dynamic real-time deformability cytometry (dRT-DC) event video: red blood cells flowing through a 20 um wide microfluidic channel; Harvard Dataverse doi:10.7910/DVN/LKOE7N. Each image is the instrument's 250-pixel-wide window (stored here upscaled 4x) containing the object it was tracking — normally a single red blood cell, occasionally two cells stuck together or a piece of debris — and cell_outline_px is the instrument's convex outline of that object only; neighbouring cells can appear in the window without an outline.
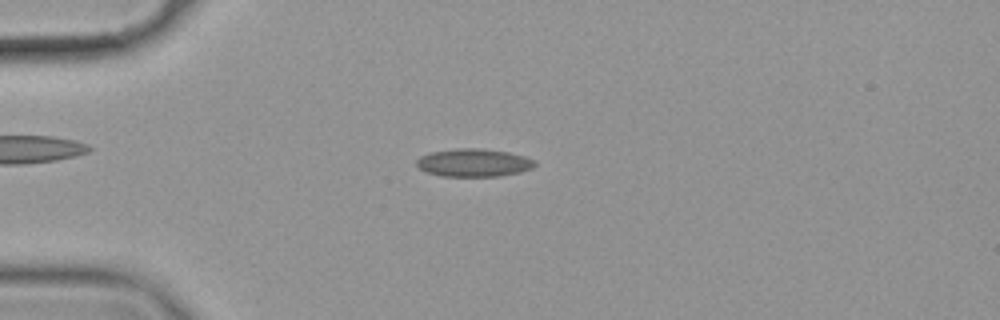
{"species": "common noctule bat (a hibernating species)", "species_latin": "Nyctalus noctula", "temperature_condition": "cold", "stored_images_in_passage": 48, "camera_frame_rate_fps": 3000, "um_per_image_px": 0.085, "animal": {"sex": "female", "body_mass_g": 19.9}, "frame": {"image": 1, "passage_image": 6, "time_ms": 1.667, "image_size_px": [1000, 320], "cell_outline_px": [[536, 164], [532, 168], [520, 172], [500, 176], [440, 176], [428, 172], [420, 168], [416, 164], [416, 160], [420, 156], [428, 152], [456, 148], [484, 148], [508, 152], [524, 156], [536, 160]], "centroid_in_image_um": [40.27, 13.82], "position_along_channel_um": 44.7, "area_um2": 19.42}}
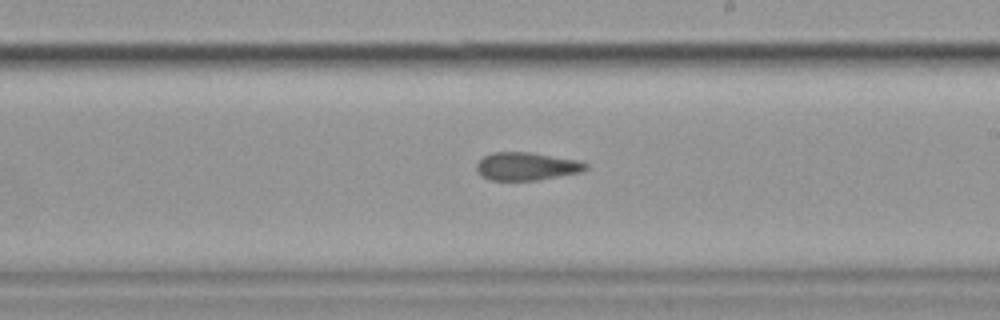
{"frame": {"image": 2, "passage_image": 25, "time_ms": 8.0, "image_size_px": [1000, 320], "cell_outline_px": [[588, 168], [580, 172], [536, 180], [492, 180], [484, 176], [476, 168], [476, 164], [484, 156], [492, 152], [532, 152], [580, 160], [588, 164]], "centroid_in_image_um": [44.8, 14.12], "position_along_channel_um": 244.2, "area_um2": 17.69}}
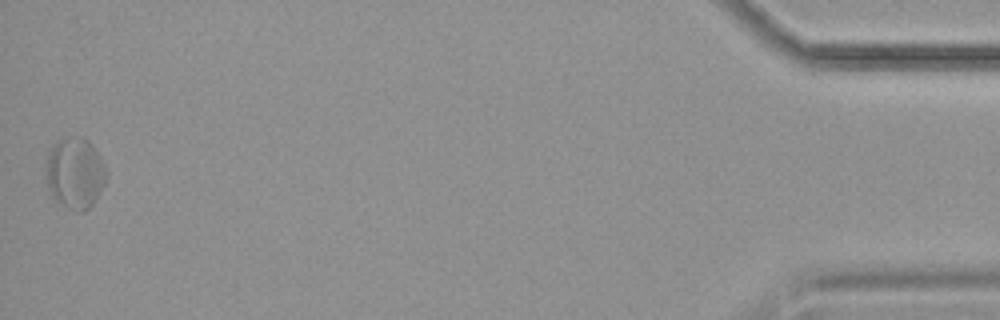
{"frame": {"image": 3, "passage_image": 48, "time_ms": 15.667, "image_size_px": [1000, 320], "cell_outline_px": [[108, 176], [104, 184], [92, 204], [84, 212], [80, 212], [56, 204], [48, 188], [44, 172], [44, 168], [48, 148], [56, 140], [76, 136], [84, 136], [92, 144], [100, 156], [108, 172]], "centroid_in_image_um": [6.33, 14.69], "position_along_channel_um": 428.9, "area_um2": 25.84}, "authors_computed_cell_mechanics": {"area_um2": 18.5827, "velocity_mm_per_s": 3.5247, "shape_relaxation_time_tau1_ms": null, "shape_relaxation_time_tau2_ms": 3.9852, "deformation_change_tau1": null, "deformation_change_tau2": 0.1153}}